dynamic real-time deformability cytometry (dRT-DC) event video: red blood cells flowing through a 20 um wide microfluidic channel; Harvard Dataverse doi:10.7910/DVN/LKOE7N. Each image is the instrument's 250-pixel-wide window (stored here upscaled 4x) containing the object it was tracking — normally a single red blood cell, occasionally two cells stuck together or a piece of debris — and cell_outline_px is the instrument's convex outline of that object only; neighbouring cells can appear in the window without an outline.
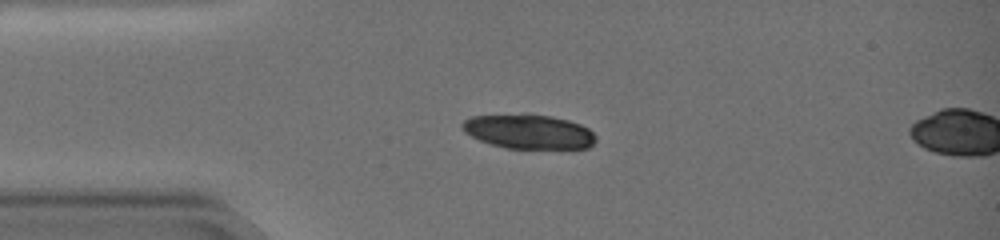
{"species": "common noctule bat (a hibernating species)", "species_latin": "Nyctalus noctula", "temperature_condition": "warm", "stored_images_in_passage": 15, "camera_frame_rate_fps": 3000, "um_per_image_px": 0.085, "animal": {"sex": "female", "body_mass_g": 19.0, "forearm_length_mm": 51.5}, "frame": {"image": 1, "passage_image": 13, "time_ms": 4.0, "image_size_px": [1000, 240], "cell_outline_px": [[596, 140], [588, 148], [504, 148], [480, 140], [464, 132], [460, 124], [464, 120], [472, 116], [524, 112], [528, 112], [552, 116], [568, 120], [580, 124], [588, 128], [596, 136]], "centroid_in_image_um": [44.91, 11.15], "position_along_channel_um": 40.1, "area_um2": 27.22}}